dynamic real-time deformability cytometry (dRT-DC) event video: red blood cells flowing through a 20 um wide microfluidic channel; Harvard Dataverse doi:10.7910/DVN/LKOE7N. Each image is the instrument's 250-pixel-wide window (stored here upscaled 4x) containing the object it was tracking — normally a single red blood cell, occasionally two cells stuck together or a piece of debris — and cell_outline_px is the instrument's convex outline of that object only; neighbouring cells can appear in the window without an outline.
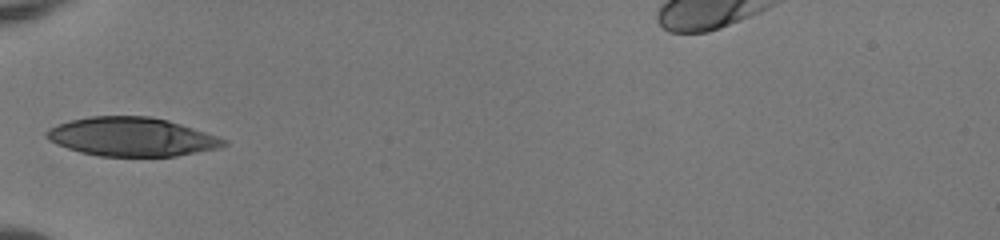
{"species": "human", "species_latin": "Homo sapiens", "temperature_condition": "room temperature", "stored_images_in_passage": 26, "camera_frame_rate_fps": 3000, "um_per_image_px": 0.085, "donor": {"sex": "female"}, "frame": {"image": 1, "passage_image": 1, "time_ms": 0.0, "image_size_px": [1000, 240], "cell_outline_px": [[228, 144], [220, 148], [176, 156], [100, 156], [80, 152], [56, 144], [48, 140], [44, 136], [44, 132], [60, 124], [72, 120], [92, 116], [152, 116], [168, 120], [228, 140]], "centroid_in_image_um": [11.2, 11.64], "position_along_channel_um": 73.8, "area_um2": 39.82}, "authors_computed_cell_mechanics": {"area_um2": 37.281, "velocity_mm_per_s": 3.9246, "shape_relaxation_time_tau1_ms": 2.7438, "shape_relaxation_time_tau2_ms": null, "deformation_change_tau1": 0.1923, "deformation_change_tau2": null}}